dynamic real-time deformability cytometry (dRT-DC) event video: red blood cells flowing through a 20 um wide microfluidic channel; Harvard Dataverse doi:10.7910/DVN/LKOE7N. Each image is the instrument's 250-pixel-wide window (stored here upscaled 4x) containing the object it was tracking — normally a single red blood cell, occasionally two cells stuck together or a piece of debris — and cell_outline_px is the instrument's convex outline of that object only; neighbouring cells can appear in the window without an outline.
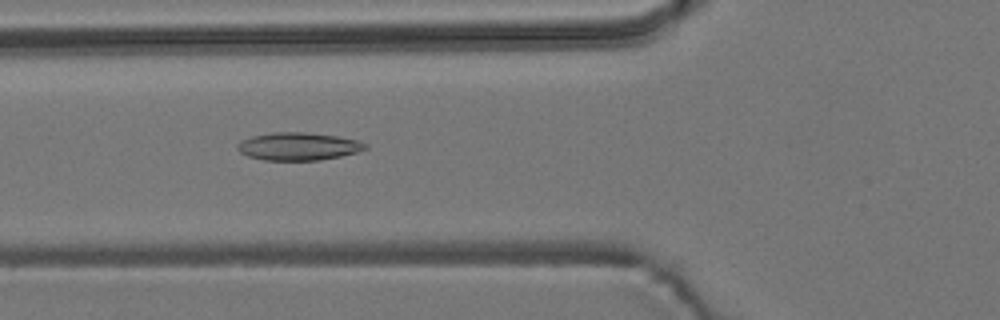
{"species": "common noctule bat (a hibernating species)", "species_latin": "Nyctalus noctula", "temperature_condition": "room temperature", "stored_images_in_passage": 3, "camera_frame_rate_fps": 3000, "um_per_image_px": 0.085, "animal": {"sex": "male", "body_mass_g": 19.2, "forearm_length_mm": 51.8}, "frame": {"image": 1, "passage_image": 2, "time_ms": 1.0, "image_size_px": [1000, 320], "cell_outline_px": [[368, 148], [356, 152], [340, 156], [320, 160], [264, 160], [248, 156], [240, 152], [236, 148], [236, 144], [240, 140], [252, 136], [272, 132], [304, 132], [336, 136], [360, 140], [368, 144]], "centroid_in_image_um": [25.35, 12.43], "position_along_channel_um": 100.5, "area_um2": 20.81}}
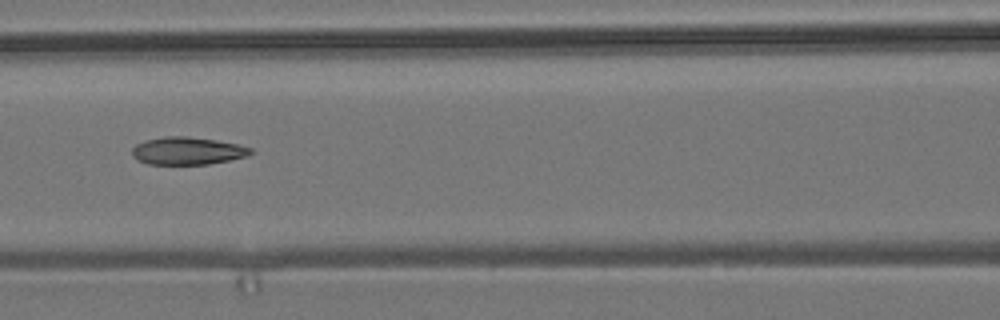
{"frame": {"image": 2, "passage_image": 3, "time_ms": 2.333, "image_size_px": [1000, 320], "cell_outline_px": [[252, 152], [248, 156], [208, 164], [148, 164], [132, 156], [132, 148], [136, 144], [144, 140], [164, 136], [184, 136], [216, 140], [236, 144], [252, 148]], "centroid_in_image_um": [15.91, 12.82], "position_along_channel_um": 150.7, "area_um2": 18.96}}